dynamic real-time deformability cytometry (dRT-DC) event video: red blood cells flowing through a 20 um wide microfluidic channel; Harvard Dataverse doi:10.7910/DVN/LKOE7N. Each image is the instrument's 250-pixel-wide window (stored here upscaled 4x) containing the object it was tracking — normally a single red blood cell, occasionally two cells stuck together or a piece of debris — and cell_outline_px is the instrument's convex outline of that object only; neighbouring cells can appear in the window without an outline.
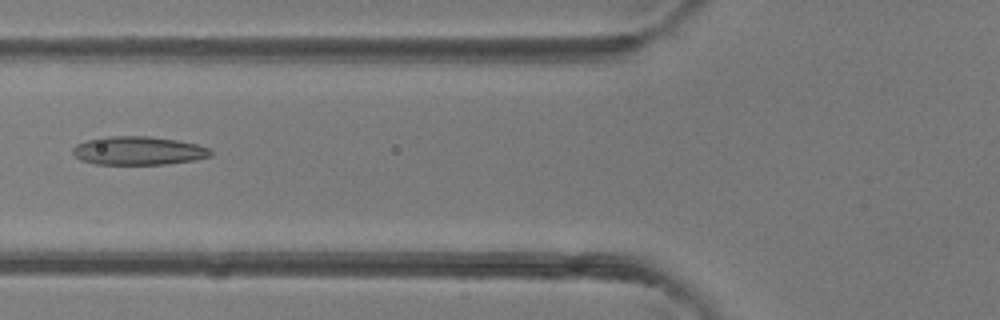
{"species": "common noctule bat (a hibernating species)", "species_latin": "Nyctalus noctula", "temperature_condition": "room temperature", "stored_images_in_passage": 4, "camera_frame_rate_fps": 3000, "um_per_image_px": 0.085, "animal": {"sex": "female"}, "frame": {"image": 1, "passage_image": 4, "time_ms": 3.333, "image_size_px": [1000, 320], "cell_outline_px": [[212, 156], [196, 160], [164, 164], [96, 164], [80, 160], [72, 152], [72, 148], [76, 144], [88, 140], [104, 136], [148, 136], [176, 140], [196, 144], [212, 148]], "centroid_in_image_um": [11.78, 12.81], "position_along_channel_um": 114.0, "area_um2": 23.0}}